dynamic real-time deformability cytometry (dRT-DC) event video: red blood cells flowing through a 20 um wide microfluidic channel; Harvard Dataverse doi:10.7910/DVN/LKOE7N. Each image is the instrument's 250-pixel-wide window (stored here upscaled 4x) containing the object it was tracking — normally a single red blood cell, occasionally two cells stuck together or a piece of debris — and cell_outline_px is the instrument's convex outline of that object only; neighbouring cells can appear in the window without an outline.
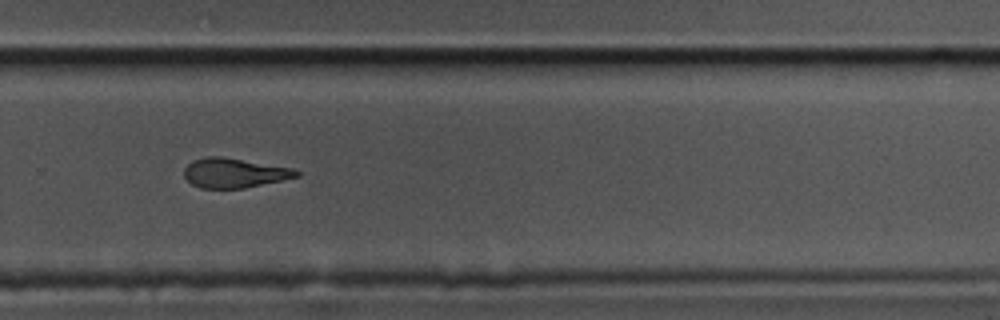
{"species": "common noctule bat (a hibernating species)", "species_latin": "Nyctalus noctula", "temperature_condition": "cold", "stored_images_in_passage": 40, "camera_frame_rate_fps": 3000, "um_per_image_px": 0.085, "animal": {"sex": "male", "body_mass_g": 17.5, "forearm_length_mm": 52.3}, "frame": {"image": 1, "passage_image": 34, "time_ms": 11.0, "image_size_px": [1000, 320], "cell_outline_px": [[300, 176], [244, 188], [200, 188], [192, 184], [184, 176], [184, 168], [192, 160], [204, 156], [220, 156], [292, 168], [300, 172]], "centroid_in_image_um": [19.88, 14.69], "position_along_channel_um": 309.9, "area_um2": 19.25}, "authors_computed_cell_mechanics": {"area_um2": 20.4323, "velocity_mm_per_s": 3.4655, "shape_relaxation_time_tau1_ms": 5.5781, "shape_relaxation_time_tau2_ms": 4.6887, "deformation_change_tau1": 0.1798, "deformation_change_tau2": 0.1468}}